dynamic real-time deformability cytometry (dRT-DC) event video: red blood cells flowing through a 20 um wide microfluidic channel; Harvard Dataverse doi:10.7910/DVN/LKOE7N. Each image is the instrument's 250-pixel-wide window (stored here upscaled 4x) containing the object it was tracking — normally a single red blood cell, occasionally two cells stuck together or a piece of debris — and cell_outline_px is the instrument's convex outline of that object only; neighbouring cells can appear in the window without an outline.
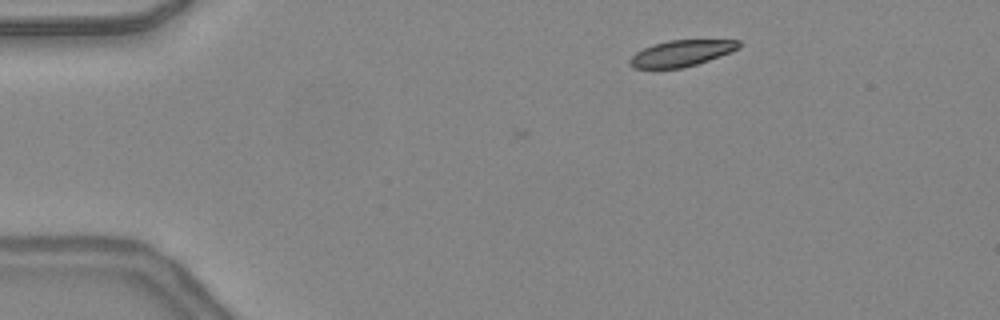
{"species": "common noctule bat (a hibernating species)", "species_latin": "Nyctalus noctula", "temperature_condition": "warm", "stored_images_in_passage": 31, "camera_frame_rate_fps": 3000, "um_per_image_px": 0.085, "animal": {"sex": "female", "body_mass_g": 24.6, "forearm_length_mm": 56.2}, "frame": {"image": 1, "passage_image": 1, "time_ms": 0.0, "image_size_px": [1000, 320], "cell_outline_px": [[740, 48], [732, 52], [696, 64], [680, 68], [632, 68], [628, 64], [628, 60], [636, 52], [652, 44], [668, 40], [740, 40]], "centroid_in_image_um": [57.9, 4.52], "position_along_channel_um": 27.1, "area_um2": 16.65}}
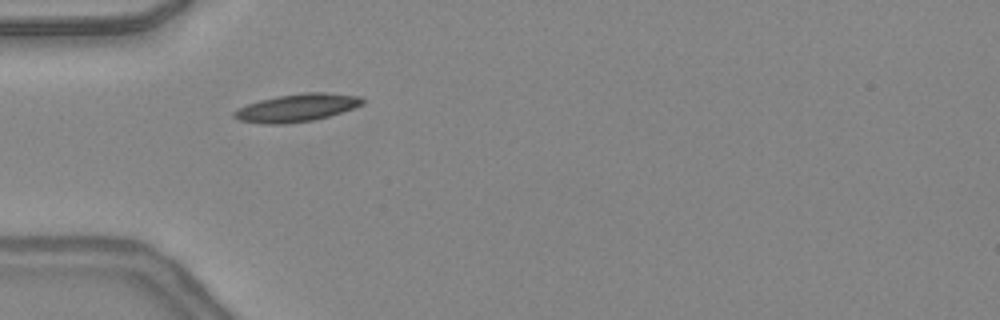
{"frame": {"image": 2, "passage_image": 8, "time_ms": 2.333, "image_size_px": [1000, 320], "cell_outline_px": [[364, 104], [328, 116], [312, 120], [284, 124], [264, 124], [240, 120], [232, 116], [232, 112], [236, 108], [260, 100], [276, 96], [308, 92], [324, 92], [360, 96], [364, 100]], "centroid_in_image_um": [25.19, 9.15], "position_along_channel_um": 59.8, "area_um2": 20.63}}
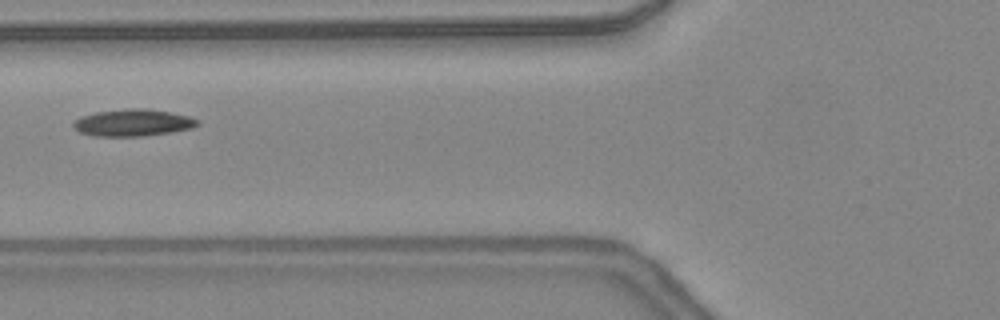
{"frame": {"image": 3, "passage_image": 12, "time_ms": 3.667, "image_size_px": [1000, 320], "cell_outline_px": [[200, 124], [192, 128], [168, 132], [140, 136], [92, 136], [80, 132], [72, 128], [72, 124], [80, 116], [96, 112], [132, 108], [144, 108], [172, 112], [188, 116], [200, 120]], "centroid_in_image_um": [11.28, 10.42], "position_along_channel_um": 114.5, "area_um2": 19.48}, "authors_computed_cell_mechanics": {"area_um2": 18.6116, "velocity_mm_per_s": 4.3727, "shape_relaxation_time_tau1_ms": 8.0026, "shape_relaxation_time_tau2_ms": 10.3074, "deformation_change_tau1": 0.1751, "deformation_change_tau2": 0.1544}}